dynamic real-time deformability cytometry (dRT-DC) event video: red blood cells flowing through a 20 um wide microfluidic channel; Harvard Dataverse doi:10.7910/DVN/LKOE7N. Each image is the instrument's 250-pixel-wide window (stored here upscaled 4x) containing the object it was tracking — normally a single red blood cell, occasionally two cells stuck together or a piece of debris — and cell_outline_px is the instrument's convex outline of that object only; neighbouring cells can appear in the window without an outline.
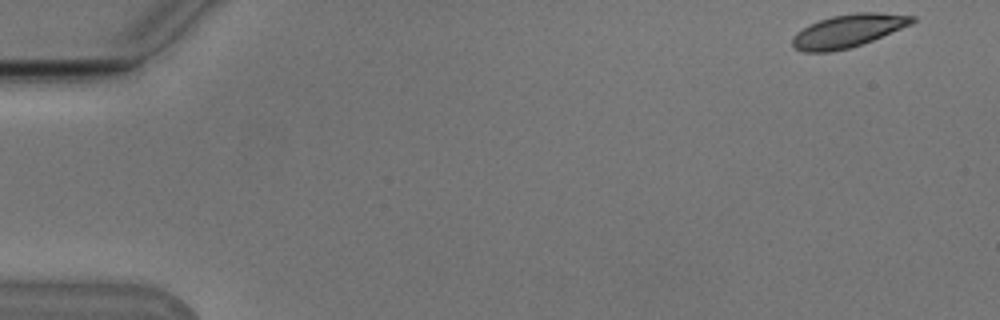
{"species": "Egyptian fruit bat (a non-hibernating species)", "species_latin": "Rousettus aegyptiacus", "temperature_condition": "cold", "stored_images_in_passage": 53, "camera_frame_rate_fps": 3000, "um_per_image_px": 0.085, "animal": {"sex": "male"}, "frame": {"image": 1, "passage_image": 1, "time_ms": 0.0, "image_size_px": [1000, 320], "cell_outline_px": [[916, 20], [912, 24], [872, 40], [848, 48], [828, 52], [804, 52], [792, 48], [792, 36], [796, 32], [808, 24], [832, 16], [856, 12], [876, 12], [916, 16]], "centroid_in_image_um": [72.05, 2.62], "position_along_channel_um": 13.0, "area_um2": 23.0}}
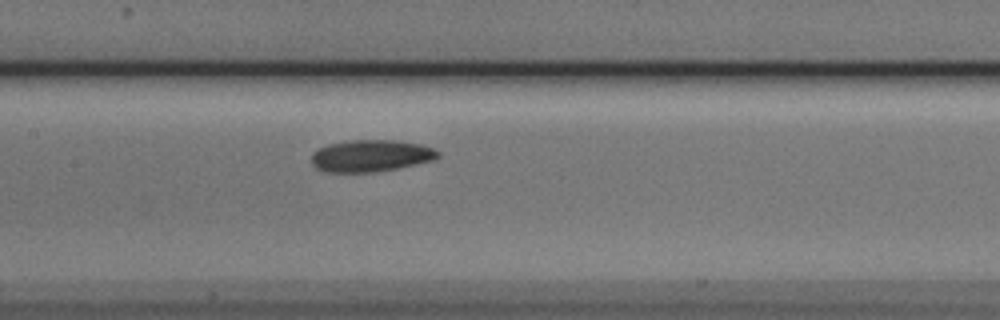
{"frame": {"image": 2, "passage_image": 25, "time_ms": 8.0, "image_size_px": [1000, 320], "cell_outline_px": [[440, 156], [436, 160], [376, 172], [324, 172], [316, 168], [312, 164], [312, 152], [316, 148], [328, 144], [352, 140], [400, 140], [420, 144], [432, 148], [440, 152]], "centroid_in_image_um": [31.52, 13.24], "position_along_channel_um": 175.9, "area_um2": 23.76}}
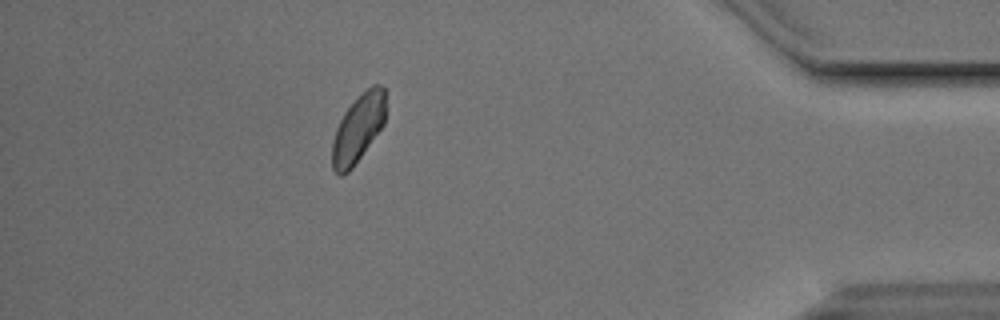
{"frame": {"image": 3, "passage_image": 47, "time_ms": 15.333, "image_size_px": [1000, 320], "cell_outline_px": [[384, 124], [352, 168], [348, 172], [340, 176], [332, 168], [332, 140], [336, 128], [344, 112], [372, 84], [380, 84], [384, 88]], "centroid_in_image_um": [30.42, 10.95], "position_along_channel_um": 404.8, "area_um2": 20.69}, "authors_computed_cell_mechanics": {"area_um2": 23.0622, "velocity_mm_per_s": 3.7288, "shape_relaxation_time_tau1_ms": 2.9099, "shape_relaxation_time_tau2_ms": 7.8185, "deformation_change_tau1": 0.0916, "deformation_change_tau2": 0.0924}}